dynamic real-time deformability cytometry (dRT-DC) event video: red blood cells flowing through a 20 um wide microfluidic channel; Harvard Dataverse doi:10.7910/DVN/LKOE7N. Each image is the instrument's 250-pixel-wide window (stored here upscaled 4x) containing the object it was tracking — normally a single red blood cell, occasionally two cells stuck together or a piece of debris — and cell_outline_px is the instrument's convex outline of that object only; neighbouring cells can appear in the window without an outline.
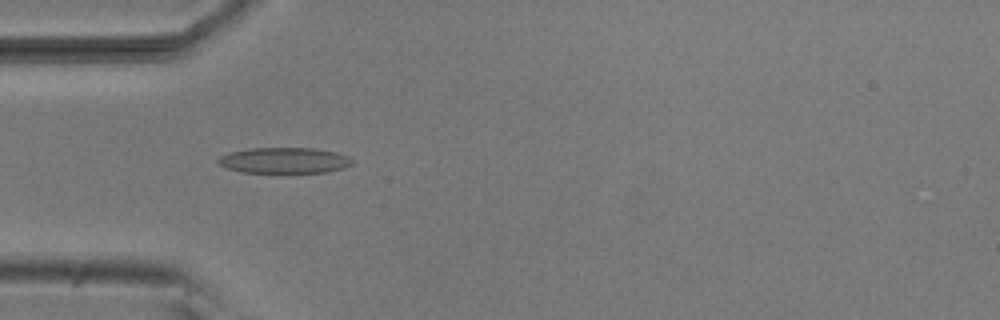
{"species": "common noctule bat (a hibernating species)", "species_latin": "Nyctalus noctula", "temperature_condition": "room temperature", "stored_images_in_passage": 38, "camera_frame_rate_fps": 3000, "um_per_image_px": 0.085, "animal": {"sex": "male", "body_mass_g": 20.5, "forearm_length_mm": 52.5}, "frame": {"image": 1, "passage_image": 1, "time_ms": 0.0, "image_size_px": [1000, 320], "cell_outline_px": [[356, 160], [352, 164], [344, 168], [328, 172], [288, 176], [244, 172], [224, 168], [216, 160], [220, 156], [232, 152], [252, 148], [316, 148], [336, 152], [348, 156]], "centroid_in_image_um": [24.23, 13.69], "position_along_channel_um": 60.8, "area_um2": 21.39}}
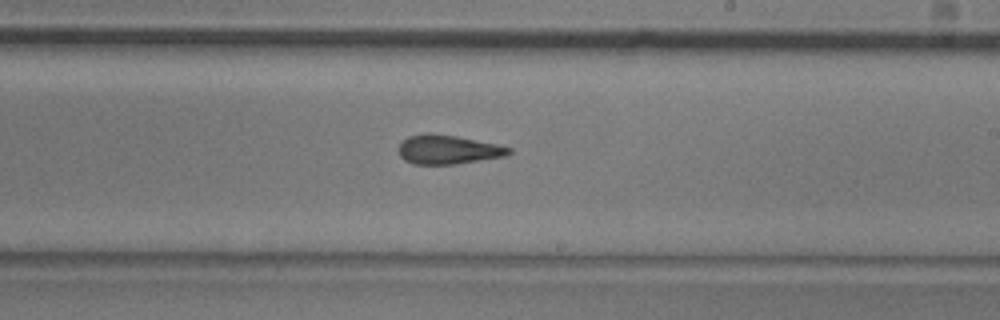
{"frame": {"image": 2, "passage_image": 16, "time_ms": 5.0, "image_size_px": [1000, 320], "cell_outline_px": [[512, 152], [508, 156], [456, 164], [412, 164], [404, 160], [400, 156], [400, 144], [408, 136], [424, 132], [432, 132], [456, 136], [496, 144], [512, 148]], "centroid_in_image_um": [38.09, 12.71], "position_along_channel_um": 250.9, "area_um2": 18.84}}
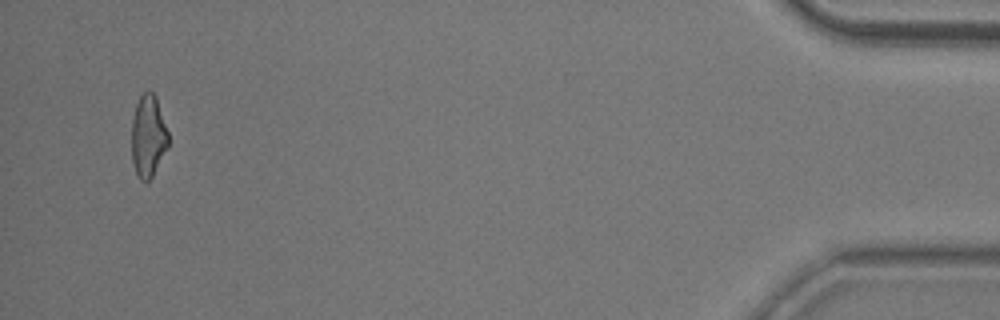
{"frame": {"image": 3, "passage_image": 36, "time_ms": 11.667, "image_size_px": [1000, 320], "cell_outline_px": [[168, 148], [152, 176], [148, 180], [140, 180], [136, 172], [132, 160], [132, 120], [136, 104], [140, 96], [148, 88], [156, 96], [168, 132]], "centroid_in_image_um": [12.6, 11.54], "position_along_channel_um": 422.6, "area_um2": 17.51}, "authors_computed_cell_mechanics": {"area_um2": 18.6116, "velocity_mm_per_s": 3.8156, "shape_relaxation_time_tau1_ms": 6.253, "shape_relaxation_time_tau2_ms": 2.573, "deformation_change_tau1": 0.176, "deformation_change_tau2": 0.1394}}